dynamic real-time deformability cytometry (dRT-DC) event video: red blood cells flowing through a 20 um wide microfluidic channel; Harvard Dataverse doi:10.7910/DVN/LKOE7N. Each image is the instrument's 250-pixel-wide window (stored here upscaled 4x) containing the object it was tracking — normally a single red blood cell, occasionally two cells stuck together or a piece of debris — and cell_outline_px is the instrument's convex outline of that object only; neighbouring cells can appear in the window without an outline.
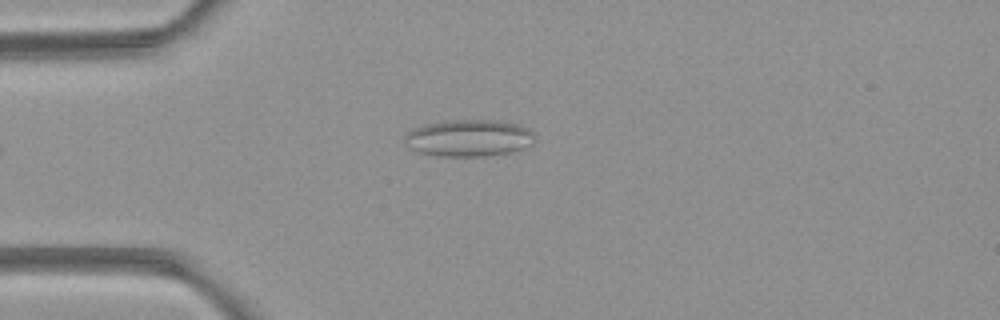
{"species": "common noctule bat (a hibernating species)", "species_latin": "Nyctalus noctula", "temperature_condition": "room temperature", "stored_images_in_passage": 5, "camera_frame_rate_fps": 3000, "um_per_image_px": 0.085, "animal": {"sex": "female", "body_mass_g": 21.9}, "frame": {"image": 1, "passage_image": 5, "time_ms": 4.333, "image_size_px": [1000, 320], "cell_outline_px": [[532, 144], [524, 148], [508, 152], [484, 156], [440, 156], [420, 152], [408, 148], [404, 140], [404, 136], [408, 132], [424, 124], [444, 120], [492, 120], [516, 124], [528, 128], [532, 132]], "centroid_in_image_um": [39.8, 11.73], "position_along_channel_um": 45.2, "area_um2": 27.74}}